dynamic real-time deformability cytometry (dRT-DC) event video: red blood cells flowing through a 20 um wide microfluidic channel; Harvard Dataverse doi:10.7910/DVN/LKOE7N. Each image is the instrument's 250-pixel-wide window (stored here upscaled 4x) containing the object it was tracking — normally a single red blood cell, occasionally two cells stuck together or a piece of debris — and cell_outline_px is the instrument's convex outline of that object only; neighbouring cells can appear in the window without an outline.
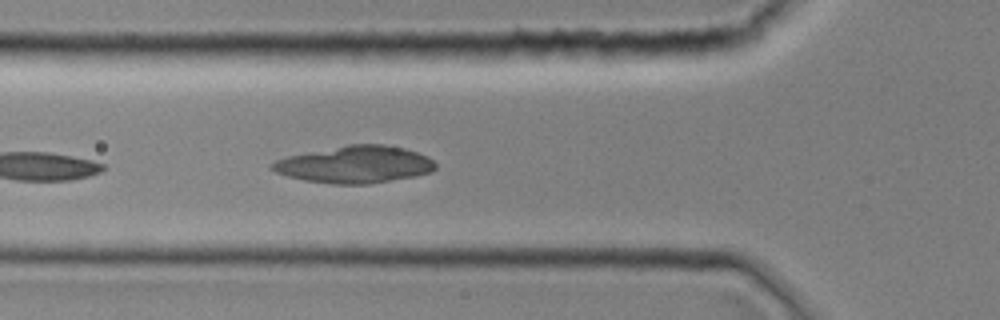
{"species": "common noctule bat (a hibernating species)", "species_latin": "Nyctalus noctula", "temperature_condition": "room temperature", "stored_images_in_passage": 33, "camera_frame_rate_fps": 3000, "um_per_image_px": 0.085, "animal": {"sex": "female", "body_mass_g": 19.0, "forearm_length_mm": 51.5}, "frame": {"image": 1, "passage_image": 10, "time_ms": 3.0, "image_size_px": [1000, 320], "cell_outline_px": [[436, 168], [432, 172], [416, 176], [368, 184], [332, 184], [304, 180], [288, 176], [276, 172], [268, 168], [268, 164], [276, 160], [288, 156], [348, 144], [384, 144], [404, 148], [428, 156], [436, 164]], "centroid_in_image_um": [30.16, 13.98], "position_along_channel_um": 95.6, "area_um2": 35.37}}